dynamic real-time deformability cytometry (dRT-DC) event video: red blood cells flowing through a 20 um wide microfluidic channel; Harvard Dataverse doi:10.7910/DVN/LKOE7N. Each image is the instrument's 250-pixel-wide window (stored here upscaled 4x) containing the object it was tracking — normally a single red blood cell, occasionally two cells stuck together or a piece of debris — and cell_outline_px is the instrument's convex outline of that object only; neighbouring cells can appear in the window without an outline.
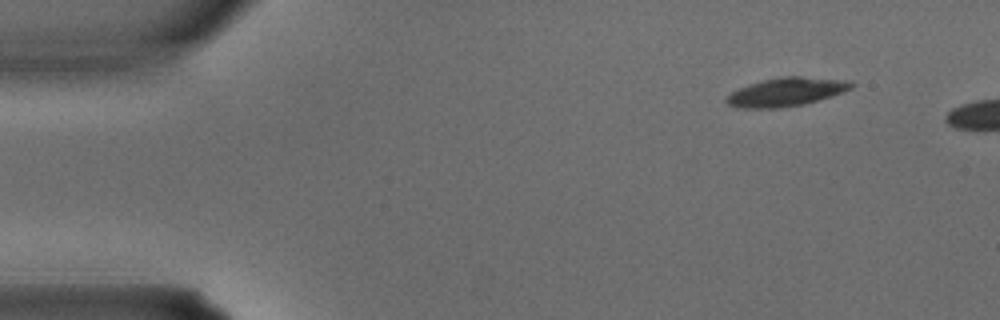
{"species": "common noctule bat (a hibernating species)", "species_latin": "Nyctalus noctula", "temperature_condition": "warm", "stored_images_in_passage": 2, "camera_frame_rate_fps": 3000, "um_per_image_px": 0.085, "animal": {"sex": "male", "body_mass_g": 15.6}, "frame": {"image": 1, "passage_image": 1, "time_ms": 0.0, "image_size_px": [1000, 320], "cell_outline_px": [[856, 84], [852, 88], [844, 92], [832, 96], [804, 104], [780, 108], [736, 108], [728, 104], [724, 100], [724, 96], [748, 84], [764, 80], [784, 76], [800, 76], [852, 80]], "centroid_in_image_um": [66.86, 7.81], "position_along_channel_um": 18.1, "area_um2": 21.04}}